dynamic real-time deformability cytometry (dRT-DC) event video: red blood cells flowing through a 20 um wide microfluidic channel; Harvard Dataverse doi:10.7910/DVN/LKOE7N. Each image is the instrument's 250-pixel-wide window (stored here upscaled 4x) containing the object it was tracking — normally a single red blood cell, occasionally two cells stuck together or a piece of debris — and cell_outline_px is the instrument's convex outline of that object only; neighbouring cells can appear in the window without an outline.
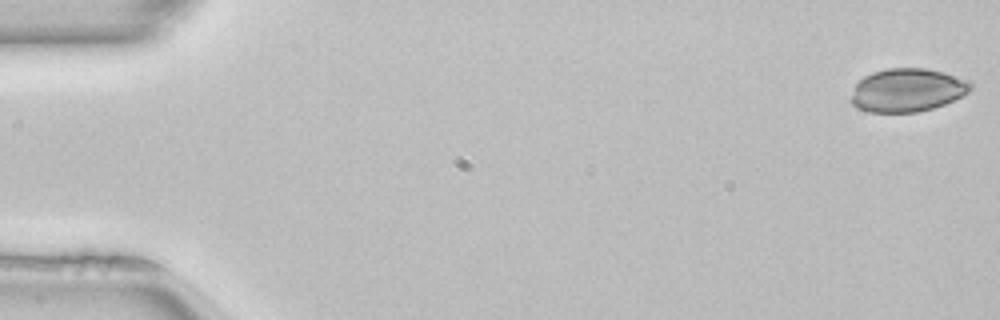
{"species": "common noctule bat (a hibernating species)", "species_latin": "Nyctalus noctula", "temperature_condition": "room temperature", "stored_images_in_passage": 51, "camera_frame_rate_fps": 3000, "um_per_image_px": 0.085, "animal": {"sex": "female", "body_mass_g": 22.7, "forearm_length_mm": 54.2}, "frame": {"image": 1, "passage_image": 1, "time_ms": 0.0, "image_size_px": [1000, 320], "cell_outline_px": [[972, 88], [968, 92], [944, 104], [932, 108], [916, 112], [868, 112], [856, 108], [848, 100], [856, 84], [864, 76], [872, 72], [888, 68], [924, 68], [944, 72], [972, 84]], "centroid_in_image_um": [77.04, 7.67], "position_along_channel_um": 8.0, "area_um2": 30.0}}
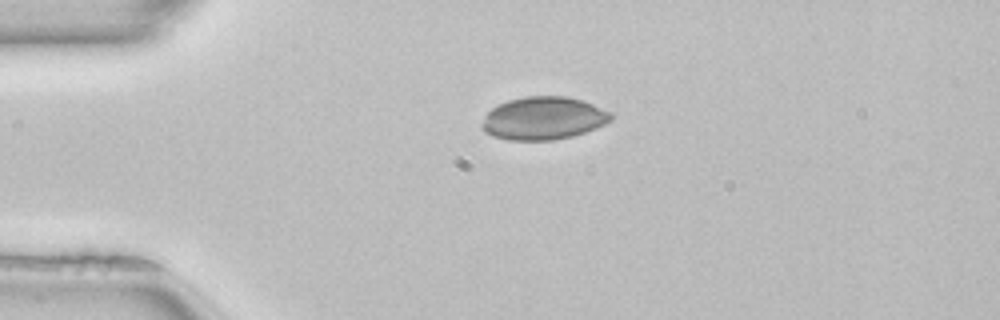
{"frame": {"image": 2, "passage_image": 12, "time_ms": 3.667, "image_size_px": [1000, 320], "cell_outline_px": [[612, 120], [596, 128], [572, 136], [552, 140], [508, 140], [492, 136], [484, 132], [480, 128], [480, 124], [484, 116], [492, 108], [508, 100], [524, 96], [568, 96], [592, 104], [612, 112]], "centroid_in_image_um": [46.16, 10.05], "position_along_channel_um": 38.8, "area_um2": 32.37}}
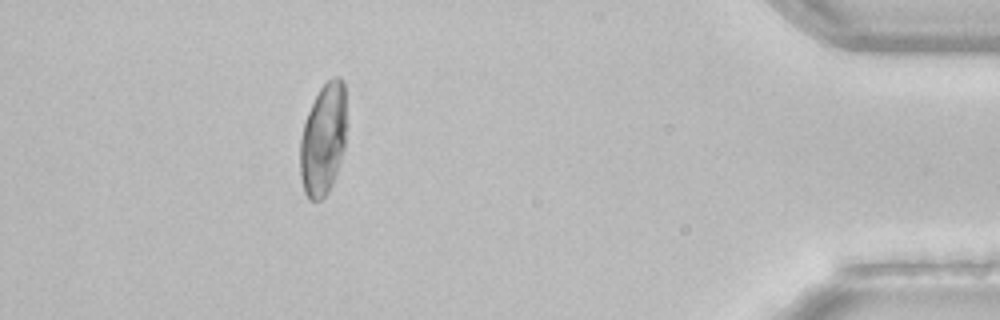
{"frame": {"image": 3, "passage_image": 46, "time_ms": 15.0, "image_size_px": [1000, 320], "cell_outline_px": [[348, 124], [344, 148], [332, 184], [328, 192], [320, 200], [308, 200], [304, 192], [300, 176], [300, 136], [308, 112], [320, 88], [332, 76], [340, 76], [344, 80]], "centroid_in_image_um": [27.5, 11.8], "position_along_channel_um": 407.7, "area_um2": 30.87}, "authors_computed_cell_mechanics": {"area_um2": 29.9982, "velocity_mm_per_s": 4.0138, "shape_relaxation_time_tau1_ms": 2.7719, "shape_relaxation_time_tau2_ms": null, "deformation_change_tau1": 0.0881, "deformation_change_tau2": null}}